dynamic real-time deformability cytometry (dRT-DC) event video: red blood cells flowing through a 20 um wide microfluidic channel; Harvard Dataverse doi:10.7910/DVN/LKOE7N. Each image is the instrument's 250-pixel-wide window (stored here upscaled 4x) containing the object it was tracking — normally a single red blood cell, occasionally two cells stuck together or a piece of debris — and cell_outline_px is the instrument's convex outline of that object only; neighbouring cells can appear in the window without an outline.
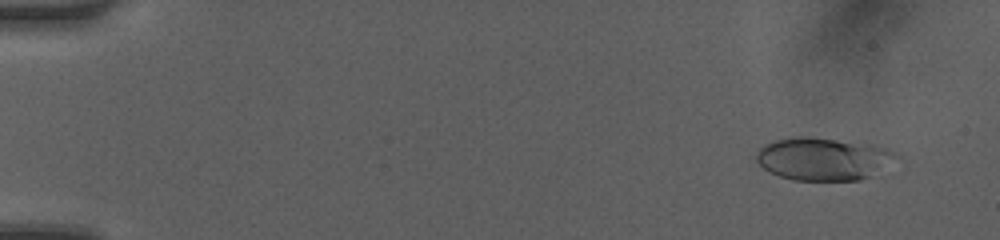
{"species": "human", "species_latin": "Homo sapiens", "temperature_condition": "room temperature", "stored_images_in_passage": 48, "camera_frame_rate_fps": 3000, "um_per_image_px": 0.085, "donor": {"sex": "female"}, "frame": {"image": 1, "passage_image": 3, "time_ms": 0.667, "image_size_px": [1000, 240], "cell_outline_px": [[900, 156], [872, 176], [860, 180], [792, 180], [780, 176], [764, 168], [756, 160], [756, 152], [764, 144], [776, 140], [796, 136], [804, 136], [872, 144], [888, 148]], "centroid_in_image_um": [69.99, 13.5], "position_along_channel_um": 15.0, "area_um2": 34.74}}
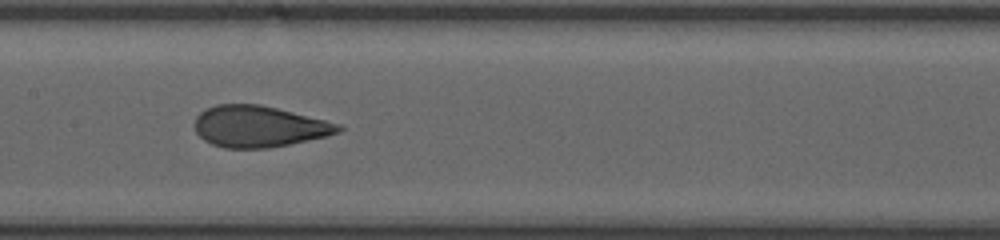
{"frame": {"image": 2, "passage_image": 25, "time_ms": 8.0, "image_size_px": [1000, 240], "cell_outline_px": [[344, 128], [340, 132], [308, 140], [268, 148], [224, 148], [212, 144], [204, 140], [196, 132], [196, 116], [200, 112], [216, 104], [260, 104], [340, 124]], "centroid_in_image_um": [21.99, 10.75], "position_along_channel_um": 185.4, "area_um2": 34.22}}
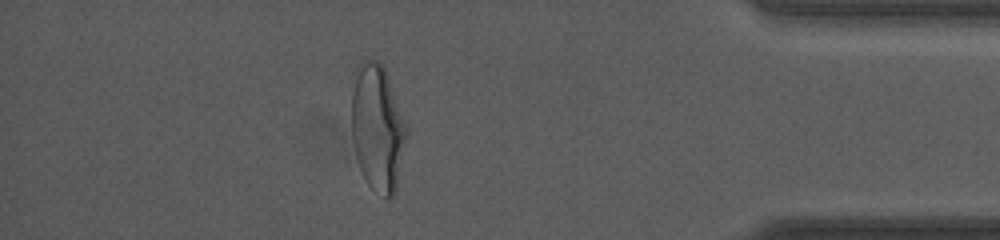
{"frame": {"image": 3, "passage_image": 43, "time_ms": 14.0, "image_size_px": [1000, 240], "cell_outline_px": [[408, 136], [396, 192], [388, 200], [384, 200], [368, 184], [360, 168], [356, 156], [352, 140], [352, 92], [356, 64], [360, 60], [376, 60], [384, 68], [388, 76], [408, 124]], "centroid_in_image_um": [32.12, 10.89], "position_along_channel_um": 403.1, "area_um2": 41.44}, "authors_computed_cell_mechanics": {"area_um2": 34.8823, "velocity_mm_per_s": 4.2019, "shape_relaxation_time_tau1_ms": 4.9393, "shape_relaxation_time_tau2_ms": 0.8021, "deformation_change_tau1": 0.1935, "deformation_change_tau2": 0.0791}}